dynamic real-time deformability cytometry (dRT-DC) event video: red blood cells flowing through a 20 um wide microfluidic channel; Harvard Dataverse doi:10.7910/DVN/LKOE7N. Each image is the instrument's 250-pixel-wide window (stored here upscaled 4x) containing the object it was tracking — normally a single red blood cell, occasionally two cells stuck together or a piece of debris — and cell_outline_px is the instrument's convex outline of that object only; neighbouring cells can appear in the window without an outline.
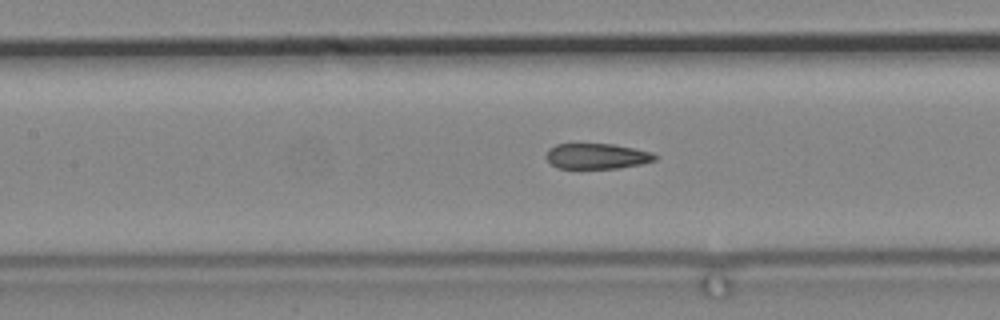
{"species": "common noctule bat (a hibernating species)", "species_latin": "Nyctalus noctula", "temperature_condition": "cold", "stored_images_in_passage": 78, "segment_of_instrument_passage": [2, 2], "camera_frame_rate_fps": 3000, "um_per_image_px": 0.085, "animal": {"sex": "male", "body_mass_g": 19.2, "forearm_length_mm": 51.8}, "frame": {"image": 1, "passage_image": 43, "time_ms": 14.0, "image_size_px": [1000, 320], "cell_outline_px": [[656, 160], [644, 164], [620, 168], [556, 168], [548, 160], [548, 148], [556, 144], [616, 144], [652, 152], [656, 156]], "centroid_in_image_um": [50.78, 13.27], "position_along_channel_um": 156.6, "area_um2": 16.18}}
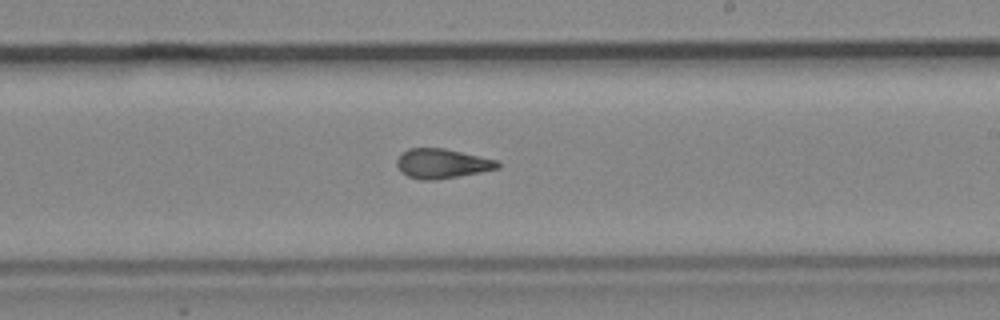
{"frame": {"image": 2, "passage_image": 52, "time_ms": 17.0, "image_size_px": [1000, 320], "cell_outline_px": [[500, 168], [480, 172], [436, 180], [420, 180], [408, 176], [400, 172], [396, 164], [396, 160], [408, 148], [444, 148], [496, 160], [500, 164]], "centroid_in_image_um": [37.54, 13.91], "position_along_channel_um": 251.5, "area_um2": 17.28}}
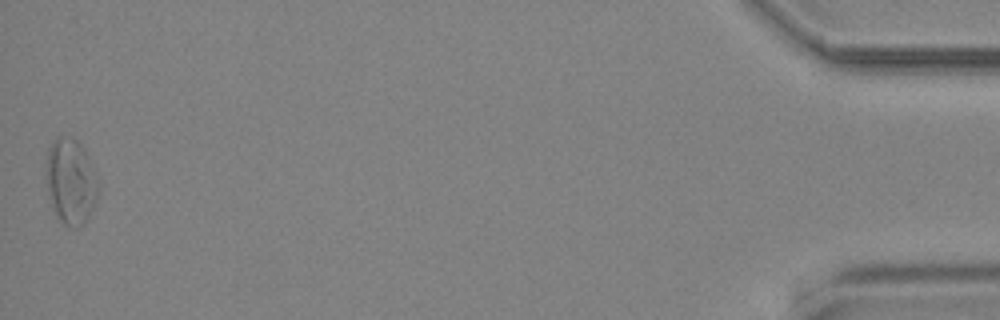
{"frame": {"image": 3, "passage_image": 78, "time_ms": 25.667, "image_size_px": [1000, 320], "cell_outline_px": [[100, 188], [96, 200], [88, 216], [76, 228], [64, 224], [56, 216], [52, 208], [44, 176], [44, 172], [48, 148], [52, 140], [56, 136], [72, 136], [84, 148], [96, 172], [100, 184]], "centroid_in_image_um": [5.99, 15.36], "position_along_channel_um": 429.2, "area_um2": 26.59}}